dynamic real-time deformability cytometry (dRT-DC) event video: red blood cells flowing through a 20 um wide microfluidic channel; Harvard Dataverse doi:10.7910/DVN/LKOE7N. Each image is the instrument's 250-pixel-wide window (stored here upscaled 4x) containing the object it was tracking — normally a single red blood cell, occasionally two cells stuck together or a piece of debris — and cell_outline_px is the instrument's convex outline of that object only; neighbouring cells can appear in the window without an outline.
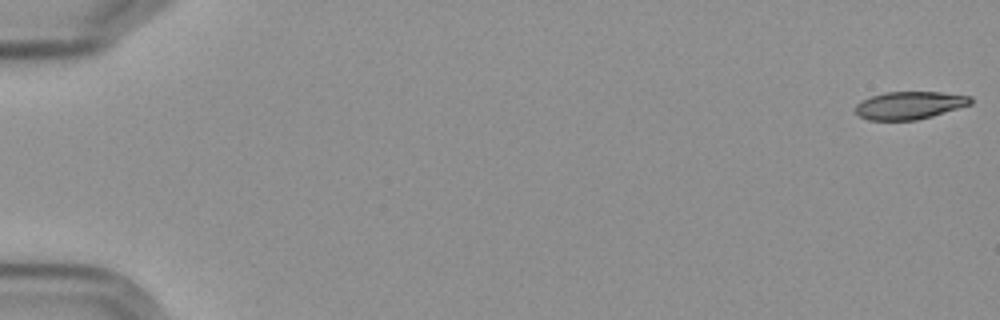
{"species": "Egyptian fruit bat (a non-hibernating species)", "species_latin": "Rousettus aegyptiacus", "temperature_condition": "cold", "stored_images_in_passage": 5, "camera_frame_rate_fps": 3000, "um_per_image_px": 0.085, "frame": {"image": 1, "passage_image": 1, "time_ms": 0.0, "image_size_px": [1000, 320], "cell_outline_px": [[972, 104], [932, 116], [916, 120], [868, 120], [860, 116], [856, 112], [856, 104], [860, 100], [884, 92], [940, 92], [972, 96]], "centroid_in_image_um": [77.31, 8.94], "position_along_channel_um": 7.7, "area_um2": 18.61}}